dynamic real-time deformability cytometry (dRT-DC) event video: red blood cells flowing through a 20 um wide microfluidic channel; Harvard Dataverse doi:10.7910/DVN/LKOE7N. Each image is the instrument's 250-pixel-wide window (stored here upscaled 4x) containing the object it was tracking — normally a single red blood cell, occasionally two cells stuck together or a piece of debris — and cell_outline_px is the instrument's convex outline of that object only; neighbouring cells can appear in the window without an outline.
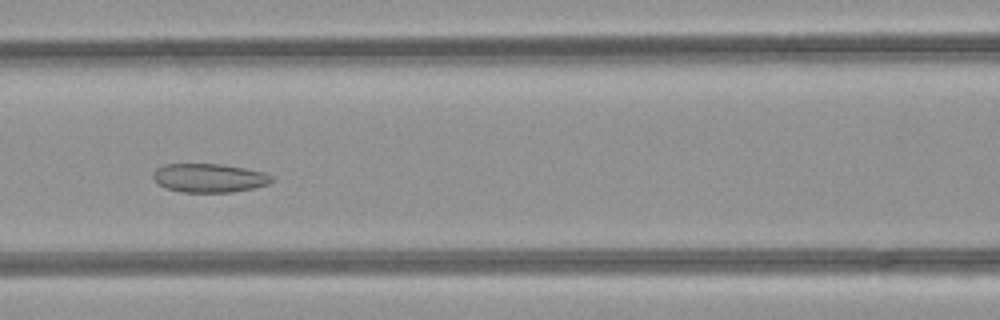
{"species": "common noctule bat (a hibernating species)", "species_latin": "Nyctalus noctula", "temperature_condition": "room temperature", "stored_images_in_passage": 49, "camera_frame_rate_fps": 3000, "um_per_image_px": 0.085, "animal": {"sex": "female", "body_mass_g": 21.9}, "frame": {"image": 1, "passage_image": 22, "time_ms": 7.0, "image_size_px": [1000, 320], "cell_outline_px": [[276, 176], [268, 184], [252, 188], [232, 192], [180, 192], [156, 184], [152, 176], [152, 172], [156, 168], [164, 164], [224, 164], [264, 172]], "centroid_in_image_um": [17.76, 15.12], "position_along_channel_um": 148.8, "area_um2": 20.06}}
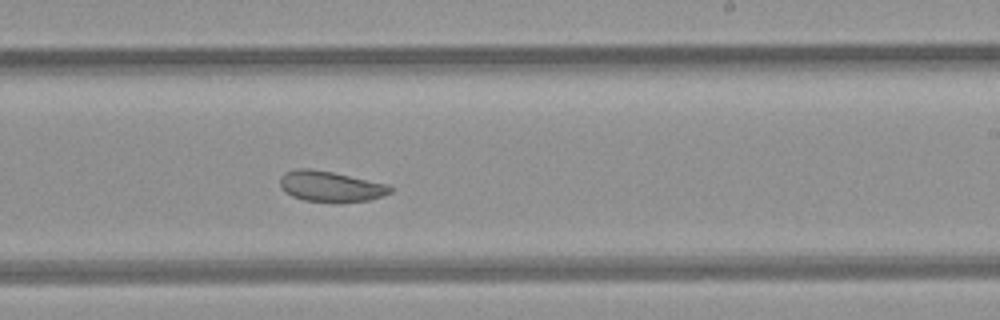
{"frame": {"image": 2, "passage_image": 30, "time_ms": 9.667, "image_size_px": [1000, 320], "cell_outline_px": [[392, 192], [384, 196], [368, 200], [304, 200], [292, 196], [284, 192], [280, 184], [280, 176], [284, 172], [296, 168], [308, 168], [332, 172], [388, 184], [392, 188]], "centroid_in_image_um": [28.07, 15.81], "position_along_channel_um": 260.9, "area_um2": 19.19}}
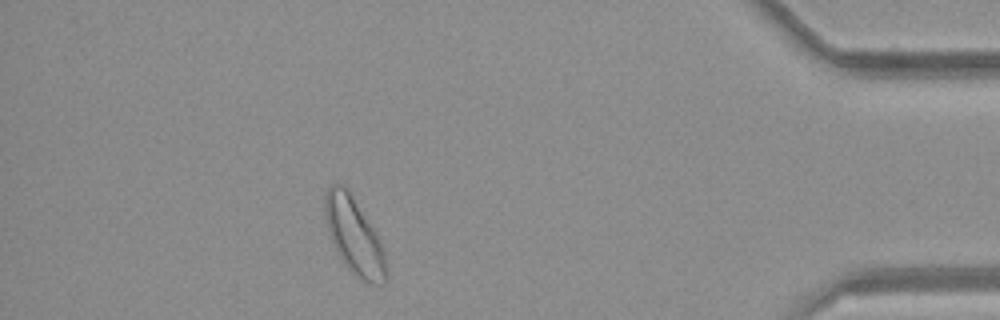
{"frame": {"image": 3, "passage_image": 44, "time_ms": 14.333, "image_size_px": [1000, 320], "cell_outline_px": [[388, 272], [384, 280], [380, 284], [368, 284], [356, 276], [344, 264], [336, 252], [332, 244], [324, 212], [324, 196], [328, 188], [332, 184], [344, 184], [372, 228], [384, 252]], "centroid_in_image_um": [30.07, 20.08], "position_along_channel_um": 405.1, "area_um2": 26.76}, "authors_computed_cell_mechanics": {"area_um2": 25.3164, "velocity_mm_per_s": 4.2197, "shape_relaxation_time_tau1_ms": null, "shape_relaxation_time_tau2_ms": 2.857, "deformation_change_tau1": null, "deformation_change_tau2": 0.0954}}